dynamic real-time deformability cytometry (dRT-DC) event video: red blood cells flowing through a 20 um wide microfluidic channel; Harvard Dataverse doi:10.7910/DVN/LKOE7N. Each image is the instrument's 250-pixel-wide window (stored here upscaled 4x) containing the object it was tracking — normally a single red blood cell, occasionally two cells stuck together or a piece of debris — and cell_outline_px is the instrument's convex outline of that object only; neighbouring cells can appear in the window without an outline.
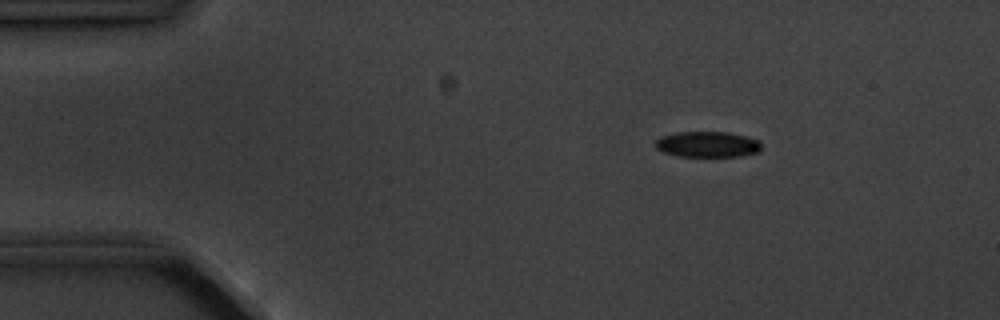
{"species": "common noctule bat (a hibernating species)", "species_latin": "Nyctalus noctula", "temperature_condition": "cold", "stored_images_in_passage": 5, "camera_frame_rate_fps": 3000, "um_per_image_px": 0.085, "animal": {"sex": "male", "body_mass_g": 20.1, "forearm_length_mm": 53.5}, "frame": {"image": 1, "passage_image": 3, "time_ms": 2.333, "image_size_px": [1000, 320], "cell_outline_px": [[760, 152], [740, 156], [676, 156], [664, 152], [656, 148], [656, 140], [660, 136], [676, 132], [728, 132], [744, 136], [756, 140], [760, 144]], "centroid_in_image_um": [60.1, 12.27], "position_along_channel_um": 24.9, "area_um2": 15.78}}
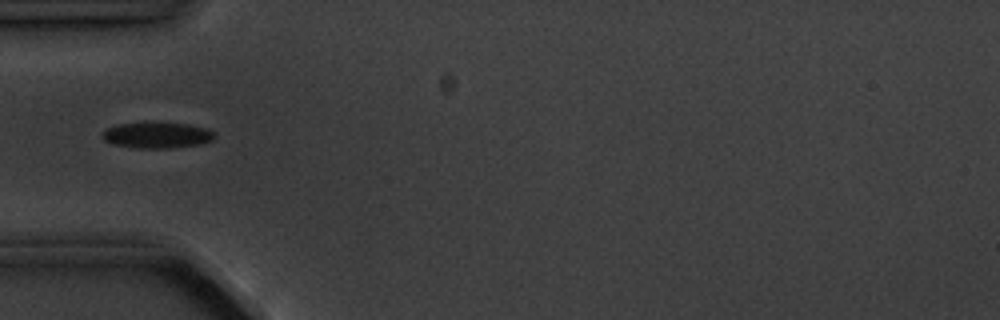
{"frame": {"image": 2, "passage_image": 5, "time_ms": 5.333, "image_size_px": [1000, 320], "cell_outline_px": [[212, 140], [200, 144], [172, 148], [132, 148], [112, 144], [104, 140], [100, 136], [100, 132], [104, 128], [116, 124], [144, 120], [152, 120], [188, 124], [208, 128], [212, 132]], "centroid_in_image_um": [13.22, 11.44], "position_along_channel_um": 71.8, "area_um2": 17.92}}